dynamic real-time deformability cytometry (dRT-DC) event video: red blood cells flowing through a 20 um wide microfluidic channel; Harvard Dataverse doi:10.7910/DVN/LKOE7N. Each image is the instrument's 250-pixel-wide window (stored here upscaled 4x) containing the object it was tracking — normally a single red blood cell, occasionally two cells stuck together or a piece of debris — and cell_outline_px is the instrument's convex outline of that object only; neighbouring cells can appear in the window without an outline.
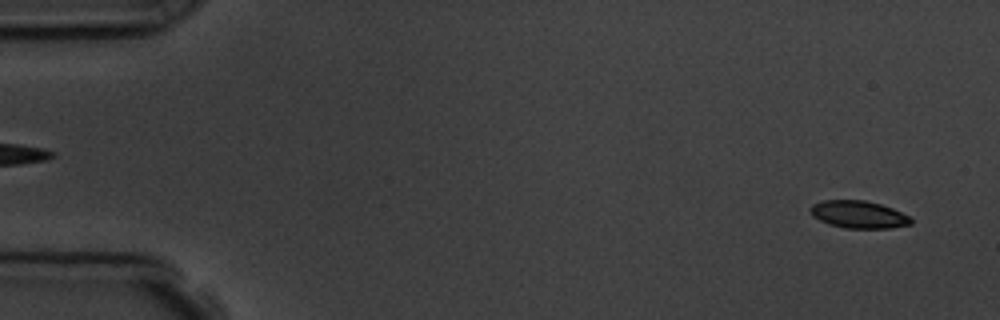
{"species": "common noctule bat (a hibernating species)", "species_latin": "Nyctalus noctula", "temperature_condition": "room temperature", "stored_images_in_passage": 8, "camera_frame_rate_fps": 3000, "um_per_image_px": 0.085, "animal": {"sex": "male", "body_mass_g": 19.5, "forearm_length_mm": 54.6}, "frame": {"image": 1, "passage_image": 1, "time_ms": 0.0, "image_size_px": [1000, 320], "cell_outline_px": [[912, 224], [892, 228], [844, 228], [828, 224], [812, 216], [808, 208], [812, 204], [824, 200], [864, 200], [880, 204], [892, 208], [912, 216]], "centroid_in_image_um": [72.99, 18.23], "position_along_channel_um": 12.0, "area_um2": 16.3}}
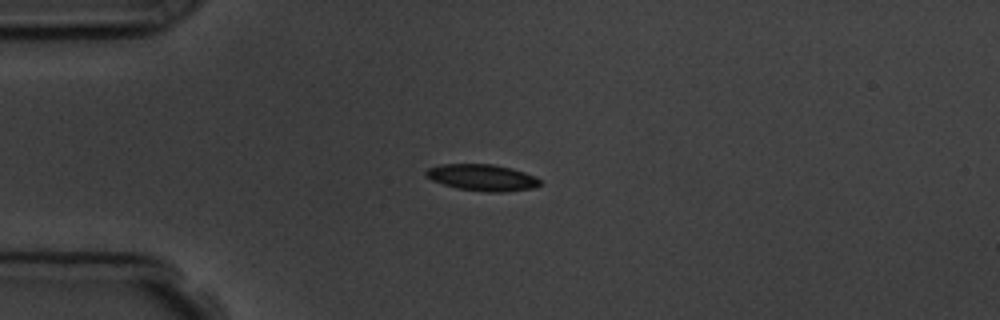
{"frame": {"image": 2, "passage_image": 4, "time_ms": 3.667, "image_size_px": [1000, 320], "cell_outline_px": [[540, 184], [532, 188], [504, 192], [484, 192], [456, 188], [432, 180], [424, 176], [424, 172], [428, 168], [440, 164], [492, 164], [512, 168], [536, 176], [540, 180]], "centroid_in_image_um": [40.96, 15.09], "position_along_channel_um": 44.0, "area_um2": 17.69}}
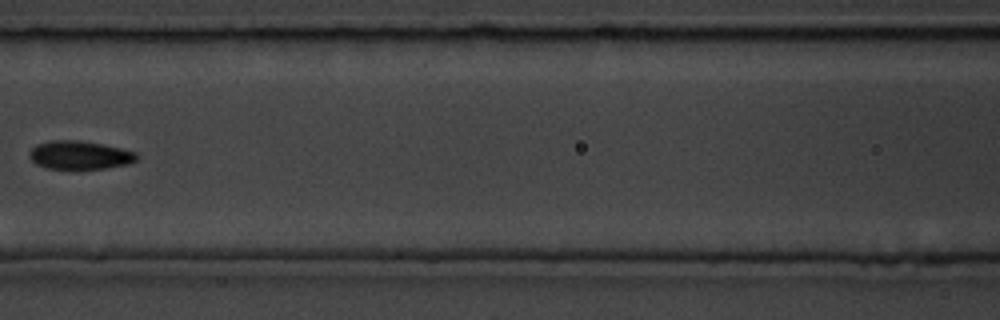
{"frame": {"image": 3, "passage_image": 7, "time_ms": 7.333, "image_size_px": [1000, 320], "cell_outline_px": [[136, 160], [128, 164], [108, 168], [48, 168], [36, 164], [28, 156], [28, 152], [36, 144], [52, 140], [80, 140], [104, 144], [136, 152]], "centroid_in_image_um": [6.75, 13.16], "position_along_channel_um": 159.8, "area_um2": 17.69}}